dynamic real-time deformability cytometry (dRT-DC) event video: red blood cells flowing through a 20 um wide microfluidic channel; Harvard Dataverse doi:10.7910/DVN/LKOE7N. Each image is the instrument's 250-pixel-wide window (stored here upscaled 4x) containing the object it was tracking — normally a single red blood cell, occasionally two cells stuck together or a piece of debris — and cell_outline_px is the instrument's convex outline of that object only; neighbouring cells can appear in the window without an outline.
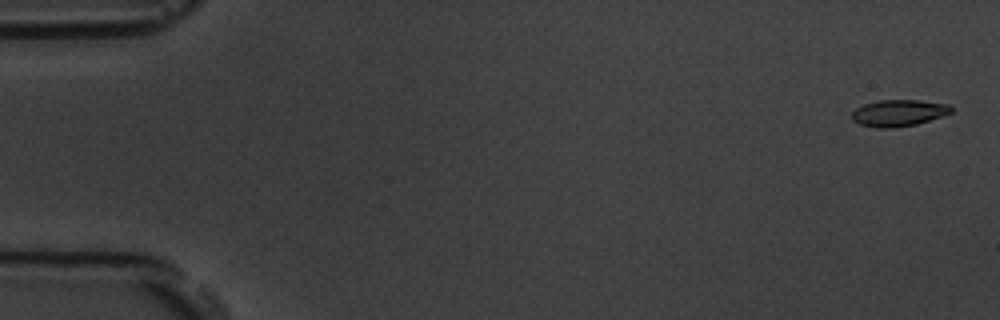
{"species": "common noctule bat (a hibernating species)", "species_latin": "Nyctalus noctula", "temperature_condition": "room temperature", "stored_images_in_passage": 3, "camera_frame_rate_fps": 3000, "um_per_image_px": 0.085, "animal": {"sex": "male", "body_mass_g": 19.5, "forearm_length_mm": 54.6}, "frame": {"image": 1, "passage_image": 1, "time_ms": 0.0, "image_size_px": [1000, 320], "cell_outline_px": [[952, 112], [916, 124], [892, 128], [876, 128], [860, 124], [852, 120], [852, 112], [856, 108], [864, 104], [880, 100], [916, 100], [948, 104], [952, 108]], "centroid_in_image_um": [76.34, 9.6], "position_along_channel_um": 8.7, "area_um2": 15.2}}